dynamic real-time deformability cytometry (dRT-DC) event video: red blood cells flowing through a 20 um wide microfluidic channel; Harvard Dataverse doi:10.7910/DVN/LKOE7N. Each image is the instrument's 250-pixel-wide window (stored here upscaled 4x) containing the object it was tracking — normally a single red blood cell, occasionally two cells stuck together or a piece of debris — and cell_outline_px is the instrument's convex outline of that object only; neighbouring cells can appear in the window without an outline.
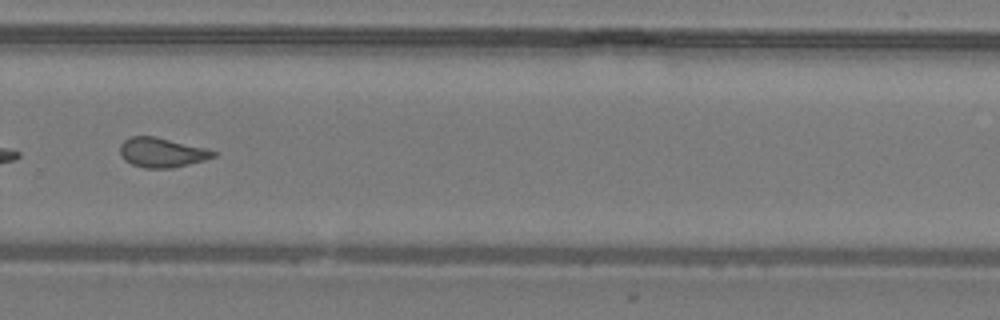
{"species": "common noctule bat (a hibernating species)", "species_latin": "Nyctalus noctula", "temperature_condition": "warm", "stored_images_in_passage": 39, "camera_frame_rate_fps": 3000, "um_per_image_px": 0.085, "animal": {"sex": "male", "body_mass_g": 19.2, "forearm_length_mm": 51.8}, "frame": {"image": 1, "passage_image": 28, "time_ms": 9.0, "image_size_px": [1000, 320], "cell_outline_px": [[216, 156], [204, 160], [172, 168], [144, 168], [132, 164], [124, 160], [120, 156], [120, 144], [128, 136], [156, 136], [208, 148], [216, 152]], "centroid_in_image_um": [13.74, 12.95], "position_along_channel_um": 316.1, "area_um2": 16.3}}